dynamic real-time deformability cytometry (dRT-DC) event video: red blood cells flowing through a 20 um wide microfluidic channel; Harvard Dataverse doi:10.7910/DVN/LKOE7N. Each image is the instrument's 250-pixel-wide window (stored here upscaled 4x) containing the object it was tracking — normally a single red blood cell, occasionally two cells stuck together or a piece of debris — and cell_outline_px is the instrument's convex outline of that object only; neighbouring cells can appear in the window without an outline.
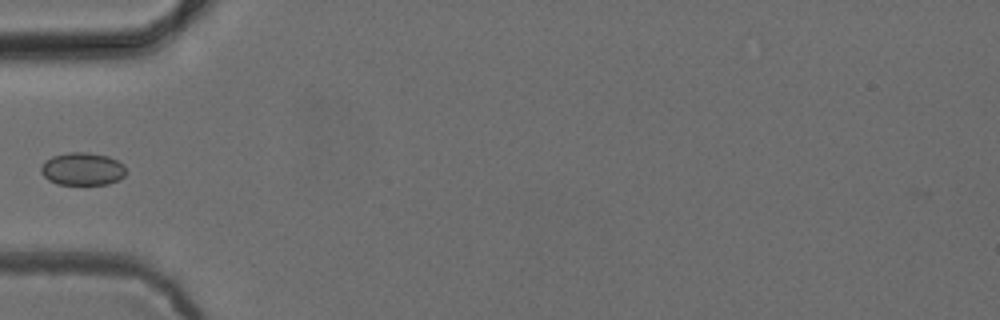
{"species": "common noctule bat (a hibernating species)", "species_latin": "Nyctalus noctula", "temperature_condition": "cold", "stored_images_in_passage": 35, "camera_frame_rate_fps": 3000, "um_per_image_px": 0.085, "animal": {"sex": "female", "body_mass_g": 24.6, "forearm_length_mm": 56.2}, "frame": {"image": 1, "passage_image": 1, "time_ms": 0.0, "image_size_px": [1000, 320], "cell_outline_px": [[124, 176], [120, 180], [108, 184], [56, 184], [48, 180], [40, 172], [40, 168], [44, 160], [52, 156], [68, 152], [88, 152], [108, 156], [124, 164]], "centroid_in_image_um": [6.98, 14.35], "position_along_channel_um": 78.0, "area_um2": 16.36}}
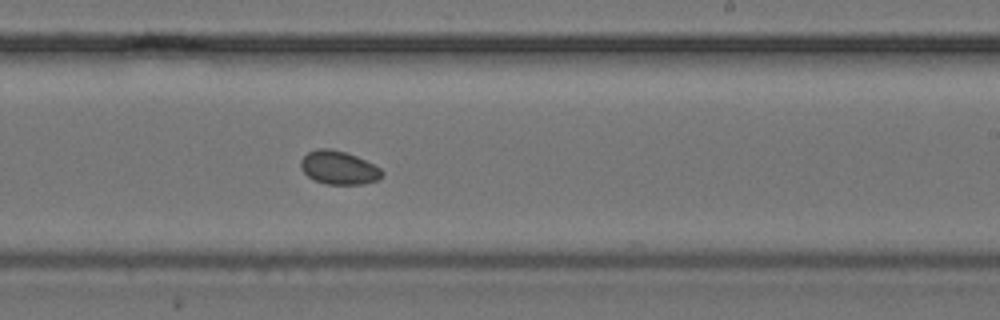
{"frame": {"image": 2, "passage_image": 15, "time_ms": 4.667, "image_size_px": [1000, 320], "cell_outline_px": [[384, 176], [380, 180], [364, 184], [328, 184], [316, 180], [308, 176], [300, 168], [300, 160], [308, 152], [316, 148], [332, 148], [356, 156], [380, 168], [384, 172]], "centroid_in_image_um": [28.81, 14.25], "position_along_channel_um": 260.2, "area_um2": 15.9}}
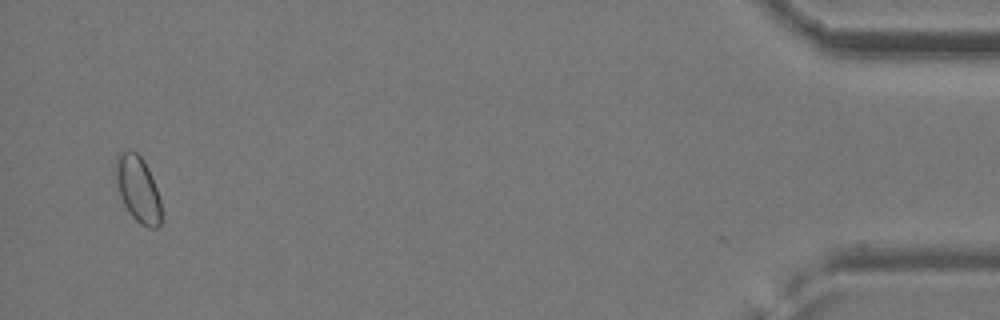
{"frame": {"image": 3, "passage_image": 34, "time_ms": 11.0, "image_size_px": [1000, 320], "cell_outline_px": [[160, 224], [156, 228], [148, 228], [140, 224], [132, 216], [124, 204], [120, 196], [112, 172], [112, 168], [116, 156], [120, 152], [128, 148], [136, 152], [144, 160], [152, 176], [160, 200]], "centroid_in_image_um": [11.66, 16.0], "position_along_channel_um": 423.5, "area_um2": 17.98}}